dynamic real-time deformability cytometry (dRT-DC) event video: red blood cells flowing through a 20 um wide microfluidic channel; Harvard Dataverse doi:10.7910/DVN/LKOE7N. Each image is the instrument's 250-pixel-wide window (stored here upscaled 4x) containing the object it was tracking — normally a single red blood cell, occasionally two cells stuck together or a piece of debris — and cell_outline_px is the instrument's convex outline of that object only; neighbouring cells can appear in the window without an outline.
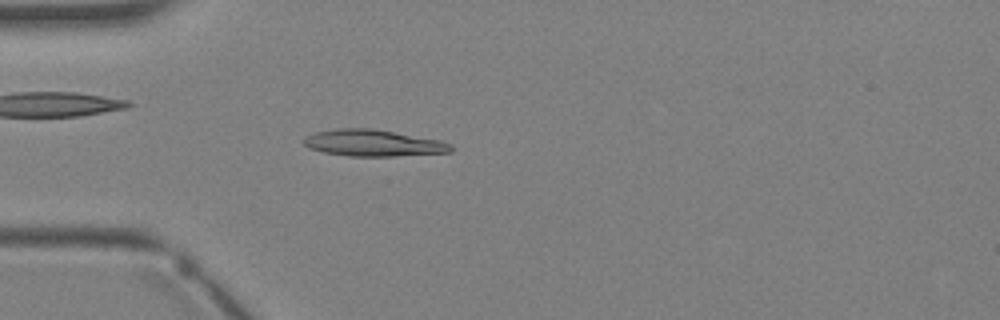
{"species": "Egyptian fruit bat (a non-hibernating species)", "species_latin": "Rousettus aegyptiacus", "temperature_condition": "warm", "stored_images_in_passage": 3, "camera_frame_rate_fps": 3000, "um_per_image_px": 0.085, "animal": {"sex": "female"}, "frame": {"image": 1, "passage_image": 3, "time_ms": 2.333, "image_size_px": [1000, 320], "cell_outline_px": [[452, 152], [396, 156], [348, 156], [324, 152], [308, 148], [300, 140], [304, 136], [316, 132], [336, 128], [372, 128], [396, 132], [440, 140], [452, 144]], "centroid_in_image_um": [31.69, 12.15], "position_along_channel_um": 53.3, "area_um2": 23.0}}